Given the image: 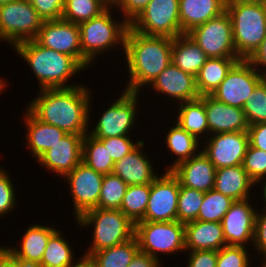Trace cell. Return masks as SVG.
Masks as SVG:
<instances>
[{
    "mask_svg": "<svg viewBox=\"0 0 266 267\" xmlns=\"http://www.w3.org/2000/svg\"><path fill=\"white\" fill-rule=\"evenodd\" d=\"M266 0H225V4H255L263 3Z\"/></svg>",
    "mask_w": 266,
    "mask_h": 267,
    "instance_id": "cell-53",
    "label": "cell"
},
{
    "mask_svg": "<svg viewBox=\"0 0 266 267\" xmlns=\"http://www.w3.org/2000/svg\"><path fill=\"white\" fill-rule=\"evenodd\" d=\"M86 86V87H85ZM26 107L38 120L68 134L85 136L90 125L92 95L87 85L40 89Z\"/></svg>",
    "mask_w": 266,
    "mask_h": 267,
    "instance_id": "cell-1",
    "label": "cell"
},
{
    "mask_svg": "<svg viewBox=\"0 0 266 267\" xmlns=\"http://www.w3.org/2000/svg\"><path fill=\"white\" fill-rule=\"evenodd\" d=\"M188 252L189 253H186L189 256L186 267H216V250H196Z\"/></svg>",
    "mask_w": 266,
    "mask_h": 267,
    "instance_id": "cell-48",
    "label": "cell"
},
{
    "mask_svg": "<svg viewBox=\"0 0 266 267\" xmlns=\"http://www.w3.org/2000/svg\"><path fill=\"white\" fill-rule=\"evenodd\" d=\"M247 133L250 146L266 151V122L250 125Z\"/></svg>",
    "mask_w": 266,
    "mask_h": 267,
    "instance_id": "cell-49",
    "label": "cell"
},
{
    "mask_svg": "<svg viewBox=\"0 0 266 267\" xmlns=\"http://www.w3.org/2000/svg\"><path fill=\"white\" fill-rule=\"evenodd\" d=\"M150 0H117L113 5L116 10L123 14L121 18L130 25L137 16L146 8Z\"/></svg>",
    "mask_w": 266,
    "mask_h": 267,
    "instance_id": "cell-47",
    "label": "cell"
},
{
    "mask_svg": "<svg viewBox=\"0 0 266 267\" xmlns=\"http://www.w3.org/2000/svg\"><path fill=\"white\" fill-rule=\"evenodd\" d=\"M83 135L66 134L52 148L44 152L36 161L48 172L63 178L82 162Z\"/></svg>",
    "mask_w": 266,
    "mask_h": 267,
    "instance_id": "cell-18",
    "label": "cell"
},
{
    "mask_svg": "<svg viewBox=\"0 0 266 267\" xmlns=\"http://www.w3.org/2000/svg\"><path fill=\"white\" fill-rule=\"evenodd\" d=\"M233 202V199L214 189L205 192L196 220L221 222Z\"/></svg>",
    "mask_w": 266,
    "mask_h": 267,
    "instance_id": "cell-37",
    "label": "cell"
},
{
    "mask_svg": "<svg viewBox=\"0 0 266 267\" xmlns=\"http://www.w3.org/2000/svg\"><path fill=\"white\" fill-rule=\"evenodd\" d=\"M105 1L109 6H113L117 0H103Z\"/></svg>",
    "mask_w": 266,
    "mask_h": 267,
    "instance_id": "cell-59",
    "label": "cell"
},
{
    "mask_svg": "<svg viewBox=\"0 0 266 267\" xmlns=\"http://www.w3.org/2000/svg\"><path fill=\"white\" fill-rule=\"evenodd\" d=\"M44 20H59L62 17L65 0H28Z\"/></svg>",
    "mask_w": 266,
    "mask_h": 267,
    "instance_id": "cell-45",
    "label": "cell"
},
{
    "mask_svg": "<svg viewBox=\"0 0 266 267\" xmlns=\"http://www.w3.org/2000/svg\"><path fill=\"white\" fill-rule=\"evenodd\" d=\"M123 54L129 70L123 89L141 93L171 63L172 38L144 35L129 26Z\"/></svg>",
    "mask_w": 266,
    "mask_h": 267,
    "instance_id": "cell-2",
    "label": "cell"
},
{
    "mask_svg": "<svg viewBox=\"0 0 266 267\" xmlns=\"http://www.w3.org/2000/svg\"><path fill=\"white\" fill-rule=\"evenodd\" d=\"M171 172L178 178L181 186L202 192L214 188L216 168L202 151L189 160L179 163Z\"/></svg>",
    "mask_w": 266,
    "mask_h": 267,
    "instance_id": "cell-21",
    "label": "cell"
},
{
    "mask_svg": "<svg viewBox=\"0 0 266 267\" xmlns=\"http://www.w3.org/2000/svg\"><path fill=\"white\" fill-rule=\"evenodd\" d=\"M151 183L128 185L120 210L133 222L140 221L146 212Z\"/></svg>",
    "mask_w": 266,
    "mask_h": 267,
    "instance_id": "cell-35",
    "label": "cell"
},
{
    "mask_svg": "<svg viewBox=\"0 0 266 267\" xmlns=\"http://www.w3.org/2000/svg\"><path fill=\"white\" fill-rule=\"evenodd\" d=\"M242 109L249 126L266 122V80L255 87Z\"/></svg>",
    "mask_w": 266,
    "mask_h": 267,
    "instance_id": "cell-40",
    "label": "cell"
},
{
    "mask_svg": "<svg viewBox=\"0 0 266 267\" xmlns=\"http://www.w3.org/2000/svg\"><path fill=\"white\" fill-rule=\"evenodd\" d=\"M187 34L208 58H239L234 48L231 18L226 11Z\"/></svg>",
    "mask_w": 266,
    "mask_h": 267,
    "instance_id": "cell-11",
    "label": "cell"
},
{
    "mask_svg": "<svg viewBox=\"0 0 266 267\" xmlns=\"http://www.w3.org/2000/svg\"><path fill=\"white\" fill-rule=\"evenodd\" d=\"M199 99L205 106L210 135L247 132L249 124L242 108L226 105L211 95H203Z\"/></svg>",
    "mask_w": 266,
    "mask_h": 267,
    "instance_id": "cell-20",
    "label": "cell"
},
{
    "mask_svg": "<svg viewBox=\"0 0 266 267\" xmlns=\"http://www.w3.org/2000/svg\"><path fill=\"white\" fill-rule=\"evenodd\" d=\"M8 173L4 168L0 171V218L16 210L18 204L13 180Z\"/></svg>",
    "mask_w": 266,
    "mask_h": 267,
    "instance_id": "cell-43",
    "label": "cell"
},
{
    "mask_svg": "<svg viewBox=\"0 0 266 267\" xmlns=\"http://www.w3.org/2000/svg\"><path fill=\"white\" fill-rule=\"evenodd\" d=\"M130 27L149 36H165L173 39L182 35L179 0H150Z\"/></svg>",
    "mask_w": 266,
    "mask_h": 267,
    "instance_id": "cell-10",
    "label": "cell"
},
{
    "mask_svg": "<svg viewBox=\"0 0 266 267\" xmlns=\"http://www.w3.org/2000/svg\"><path fill=\"white\" fill-rule=\"evenodd\" d=\"M245 246L226 245L217 251L216 267H253Z\"/></svg>",
    "mask_w": 266,
    "mask_h": 267,
    "instance_id": "cell-42",
    "label": "cell"
},
{
    "mask_svg": "<svg viewBox=\"0 0 266 267\" xmlns=\"http://www.w3.org/2000/svg\"><path fill=\"white\" fill-rule=\"evenodd\" d=\"M112 8L113 6H108L98 16L79 24L82 66L86 69L99 55L116 50L118 46L124 52L125 37L130 25L124 19L120 21V17L116 18L117 21L112 15Z\"/></svg>",
    "mask_w": 266,
    "mask_h": 267,
    "instance_id": "cell-4",
    "label": "cell"
},
{
    "mask_svg": "<svg viewBox=\"0 0 266 267\" xmlns=\"http://www.w3.org/2000/svg\"><path fill=\"white\" fill-rule=\"evenodd\" d=\"M7 82L6 79L2 80V77L0 78V94L2 93V91L6 90L5 87L7 88Z\"/></svg>",
    "mask_w": 266,
    "mask_h": 267,
    "instance_id": "cell-56",
    "label": "cell"
},
{
    "mask_svg": "<svg viewBox=\"0 0 266 267\" xmlns=\"http://www.w3.org/2000/svg\"><path fill=\"white\" fill-rule=\"evenodd\" d=\"M165 140L164 143L169 152L176 157L174 158L176 160L173 161V164L171 163L168 169L166 168V171H171L179 163L189 160L201 151L202 142L182 129L176 122L169 128Z\"/></svg>",
    "mask_w": 266,
    "mask_h": 267,
    "instance_id": "cell-31",
    "label": "cell"
},
{
    "mask_svg": "<svg viewBox=\"0 0 266 267\" xmlns=\"http://www.w3.org/2000/svg\"><path fill=\"white\" fill-rule=\"evenodd\" d=\"M160 95H166L171 100L180 102L192 101L200 98L193 75L184 72L172 62L151 82L149 89Z\"/></svg>",
    "mask_w": 266,
    "mask_h": 267,
    "instance_id": "cell-19",
    "label": "cell"
},
{
    "mask_svg": "<svg viewBox=\"0 0 266 267\" xmlns=\"http://www.w3.org/2000/svg\"><path fill=\"white\" fill-rule=\"evenodd\" d=\"M24 267H45L42 263H24Z\"/></svg>",
    "mask_w": 266,
    "mask_h": 267,
    "instance_id": "cell-57",
    "label": "cell"
},
{
    "mask_svg": "<svg viewBox=\"0 0 266 267\" xmlns=\"http://www.w3.org/2000/svg\"><path fill=\"white\" fill-rule=\"evenodd\" d=\"M13 49L29 65L39 82V90L78 86L67 82L85 70L74 57L43 47L35 40L20 42Z\"/></svg>",
    "mask_w": 266,
    "mask_h": 267,
    "instance_id": "cell-3",
    "label": "cell"
},
{
    "mask_svg": "<svg viewBox=\"0 0 266 267\" xmlns=\"http://www.w3.org/2000/svg\"><path fill=\"white\" fill-rule=\"evenodd\" d=\"M7 251H8V246L7 247H3L2 245L0 246V259Z\"/></svg>",
    "mask_w": 266,
    "mask_h": 267,
    "instance_id": "cell-58",
    "label": "cell"
},
{
    "mask_svg": "<svg viewBox=\"0 0 266 267\" xmlns=\"http://www.w3.org/2000/svg\"><path fill=\"white\" fill-rule=\"evenodd\" d=\"M23 112V120L26 126V145L34 158L38 159L44 152L53 147L67 133L50 124L38 120L27 108Z\"/></svg>",
    "mask_w": 266,
    "mask_h": 267,
    "instance_id": "cell-24",
    "label": "cell"
},
{
    "mask_svg": "<svg viewBox=\"0 0 266 267\" xmlns=\"http://www.w3.org/2000/svg\"><path fill=\"white\" fill-rule=\"evenodd\" d=\"M138 251V241L134 236L122 244L93 252L88 259L94 267H128Z\"/></svg>",
    "mask_w": 266,
    "mask_h": 267,
    "instance_id": "cell-32",
    "label": "cell"
},
{
    "mask_svg": "<svg viewBox=\"0 0 266 267\" xmlns=\"http://www.w3.org/2000/svg\"><path fill=\"white\" fill-rule=\"evenodd\" d=\"M43 19L28 0H14L0 6V41L13 48L20 42L34 40Z\"/></svg>",
    "mask_w": 266,
    "mask_h": 267,
    "instance_id": "cell-8",
    "label": "cell"
},
{
    "mask_svg": "<svg viewBox=\"0 0 266 267\" xmlns=\"http://www.w3.org/2000/svg\"><path fill=\"white\" fill-rule=\"evenodd\" d=\"M209 137L203 141L201 151L216 169L242 165L249 146L247 132L217 133Z\"/></svg>",
    "mask_w": 266,
    "mask_h": 267,
    "instance_id": "cell-15",
    "label": "cell"
},
{
    "mask_svg": "<svg viewBox=\"0 0 266 267\" xmlns=\"http://www.w3.org/2000/svg\"><path fill=\"white\" fill-rule=\"evenodd\" d=\"M141 93L123 90L109 107L102 112L97 123L88 131V134L96 139L130 136L129 132L136 126L140 104L138 98ZM135 125V126H134ZM129 134V135H128Z\"/></svg>",
    "mask_w": 266,
    "mask_h": 267,
    "instance_id": "cell-9",
    "label": "cell"
},
{
    "mask_svg": "<svg viewBox=\"0 0 266 267\" xmlns=\"http://www.w3.org/2000/svg\"><path fill=\"white\" fill-rule=\"evenodd\" d=\"M261 181H264V183L262 182V192H261V194H262V197H263V201H264V208H262V209H264V210H266V179H263V180H261Z\"/></svg>",
    "mask_w": 266,
    "mask_h": 267,
    "instance_id": "cell-55",
    "label": "cell"
},
{
    "mask_svg": "<svg viewBox=\"0 0 266 267\" xmlns=\"http://www.w3.org/2000/svg\"><path fill=\"white\" fill-rule=\"evenodd\" d=\"M71 267H94V266L88 258L82 257L78 262H76L74 266Z\"/></svg>",
    "mask_w": 266,
    "mask_h": 267,
    "instance_id": "cell-54",
    "label": "cell"
},
{
    "mask_svg": "<svg viewBox=\"0 0 266 267\" xmlns=\"http://www.w3.org/2000/svg\"><path fill=\"white\" fill-rule=\"evenodd\" d=\"M252 187H256V184L249 178L242 165L216 169L213 189L234 201L252 198Z\"/></svg>",
    "mask_w": 266,
    "mask_h": 267,
    "instance_id": "cell-27",
    "label": "cell"
},
{
    "mask_svg": "<svg viewBox=\"0 0 266 267\" xmlns=\"http://www.w3.org/2000/svg\"><path fill=\"white\" fill-rule=\"evenodd\" d=\"M103 177L104 174L96 172L83 162L63 177L71 191L74 220L86 211L98 208Z\"/></svg>",
    "mask_w": 266,
    "mask_h": 267,
    "instance_id": "cell-14",
    "label": "cell"
},
{
    "mask_svg": "<svg viewBox=\"0 0 266 267\" xmlns=\"http://www.w3.org/2000/svg\"><path fill=\"white\" fill-rule=\"evenodd\" d=\"M61 230H56L49 238L41 263L45 267H71L83 256H73V248L68 240L64 239Z\"/></svg>",
    "mask_w": 266,
    "mask_h": 267,
    "instance_id": "cell-33",
    "label": "cell"
},
{
    "mask_svg": "<svg viewBox=\"0 0 266 267\" xmlns=\"http://www.w3.org/2000/svg\"><path fill=\"white\" fill-rule=\"evenodd\" d=\"M253 251L256 249V256H266V210H258L255 217V229L252 243Z\"/></svg>",
    "mask_w": 266,
    "mask_h": 267,
    "instance_id": "cell-46",
    "label": "cell"
},
{
    "mask_svg": "<svg viewBox=\"0 0 266 267\" xmlns=\"http://www.w3.org/2000/svg\"><path fill=\"white\" fill-rule=\"evenodd\" d=\"M14 0H0V6L7 4L8 2H12Z\"/></svg>",
    "mask_w": 266,
    "mask_h": 267,
    "instance_id": "cell-60",
    "label": "cell"
},
{
    "mask_svg": "<svg viewBox=\"0 0 266 267\" xmlns=\"http://www.w3.org/2000/svg\"><path fill=\"white\" fill-rule=\"evenodd\" d=\"M176 105H178V114L175 122L197 140L207 139L210 134L204 103L198 98Z\"/></svg>",
    "mask_w": 266,
    "mask_h": 267,
    "instance_id": "cell-29",
    "label": "cell"
},
{
    "mask_svg": "<svg viewBox=\"0 0 266 267\" xmlns=\"http://www.w3.org/2000/svg\"><path fill=\"white\" fill-rule=\"evenodd\" d=\"M0 267H24V262L16 259L7 251L0 259Z\"/></svg>",
    "mask_w": 266,
    "mask_h": 267,
    "instance_id": "cell-52",
    "label": "cell"
},
{
    "mask_svg": "<svg viewBox=\"0 0 266 267\" xmlns=\"http://www.w3.org/2000/svg\"><path fill=\"white\" fill-rule=\"evenodd\" d=\"M240 58H208L195 77L200 96L212 95Z\"/></svg>",
    "mask_w": 266,
    "mask_h": 267,
    "instance_id": "cell-30",
    "label": "cell"
},
{
    "mask_svg": "<svg viewBox=\"0 0 266 267\" xmlns=\"http://www.w3.org/2000/svg\"><path fill=\"white\" fill-rule=\"evenodd\" d=\"M204 193L180 185L177 202V221L185 224L197 219Z\"/></svg>",
    "mask_w": 266,
    "mask_h": 267,
    "instance_id": "cell-39",
    "label": "cell"
},
{
    "mask_svg": "<svg viewBox=\"0 0 266 267\" xmlns=\"http://www.w3.org/2000/svg\"><path fill=\"white\" fill-rule=\"evenodd\" d=\"M260 262L263 263V264H261L262 266H260V267H266V256L263 258L262 261L260 260Z\"/></svg>",
    "mask_w": 266,
    "mask_h": 267,
    "instance_id": "cell-61",
    "label": "cell"
},
{
    "mask_svg": "<svg viewBox=\"0 0 266 267\" xmlns=\"http://www.w3.org/2000/svg\"><path fill=\"white\" fill-rule=\"evenodd\" d=\"M226 11L225 0H179V19L182 34L216 18Z\"/></svg>",
    "mask_w": 266,
    "mask_h": 267,
    "instance_id": "cell-26",
    "label": "cell"
},
{
    "mask_svg": "<svg viewBox=\"0 0 266 267\" xmlns=\"http://www.w3.org/2000/svg\"><path fill=\"white\" fill-rule=\"evenodd\" d=\"M242 166L249 178L259 185L261 180L266 179V151L249 145Z\"/></svg>",
    "mask_w": 266,
    "mask_h": 267,
    "instance_id": "cell-41",
    "label": "cell"
},
{
    "mask_svg": "<svg viewBox=\"0 0 266 267\" xmlns=\"http://www.w3.org/2000/svg\"><path fill=\"white\" fill-rule=\"evenodd\" d=\"M255 70L266 80V37L262 40L259 47L247 59Z\"/></svg>",
    "mask_w": 266,
    "mask_h": 267,
    "instance_id": "cell-50",
    "label": "cell"
},
{
    "mask_svg": "<svg viewBox=\"0 0 266 267\" xmlns=\"http://www.w3.org/2000/svg\"><path fill=\"white\" fill-rule=\"evenodd\" d=\"M232 22L234 48L247 60L266 37V3L226 4Z\"/></svg>",
    "mask_w": 266,
    "mask_h": 267,
    "instance_id": "cell-6",
    "label": "cell"
},
{
    "mask_svg": "<svg viewBox=\"0 0 266 267\" xmlns=\"http://www.w3.org/2000/svg\"><path fill=\"white\" fill-rule=\"evenodd\" d=\"M185 251L216 250L226 246L221 222L193 220L184 224Z\"/></svg>",
    "mask_w": 266,
    "mask_h": 267,
    "instance_id": "cell-23",
    "label": "cell"
},
{
    "mask_svg": "<svg viewBox=\"0 0 266 267\" xmlns=\"http://www.w3.org/2000/svg\"><path fill=\"white\" fill-rule=\"evenodd\" d=\"M52 226L30 224L21 237L19 247H8V251L24 263H41L50 236L57 230Z\"/></svg>",
    "mask_w": 266,
    "mask_h": 267,
    "instance_id": "cell-25",
    "label": "cell"
},
{
    "mask_svg": "<svg viewBox=\"0 0 266 267\" xmlns=\"http://www.w3.org/2000/svg\"><path fill=\"white\" fill-rule=\"evenodd\" d=\"M162 258L156 259L140 250L134 255L128 267H163Z\"/></svg>",
    "mask_w": 266,
    "mask_h": 267,
    "instance_id": "cell-51",
    "label": "cell"
},
{
    "mask_svg": "<svg viewBox=\"0 0 266 267\" xmlns=\"http://www.w3.org/2000/svg\"><path fill=\"white\" fill-rule=\"evenodd\" d=\"M250 200L252 201L251 198L234 201L222 218L226 245L252 246L257 209Z\"/></svg>",
    "mask_w": 266,
    "mask_h": 267,
    "instance_id": "cell-17",
    "label": "cell"
},
{
    "mask_svg": "<svg viewBox=\"0 0 266 267\" xmlns=\"http://www.w3.org/2000/svg\"><path fill=\"white\" fill-rule=\"evenodd\" d=\"M82 162L96 172L110 174L114 168V162L107 148L99 140L86 134L83 138Z\"/></svg>",
    "mask_w": 266,
    "mask_h": 267,
    "instance_id": "cell-34",
    "label": "cell"
},
{
    "mask_svg": "<svg viewBox=\"0 0 266 267\" xmlns=\"http://www.w3.org/2000/svg\"><path fill=\"white\" fill-rule=\"evenodd\" d=\"M207 59L206 53L188 34L172 39L171 62L184 72L196 77Z\"/></svg>",
    "mask_w": 266,
    "mask_h": 267,
    "instance_id": "cell-28",
    "label": "cell"
},
{
    "mask_svg": "<svg viewBox=\"0 0 266 267\" xmlns=\"http://www.w3.org/2000/svg\"><path fill=\"white\" fill-rule=\"evenodd\" d=\"M144 140L129 154L114 163L112 173L127 185L152 183L159 174L153 169L152 160L144 151ZM151 160V161H150Z\"/></svg>",
    "mask_w": 266,
    "mask_h": 267,
    "instance_id": "cell-22",
    "label": "cell"
},
{
    "mask_svg": "<svg viewBox=\"0 0 266 267\" xmlns=\"http://www.w3.org/2000/svg\"><path fill=\"white\" fill-rule=\"evenodd\" d=\"M139 250L159 259L158 255L185 252V228L179 221L135 223V234ZM159 253V254H158Z\"/></svg>",
    "mask_w": 266,
    "mask_h": 267,
    "instance_id": "cell-7",
    "label": "cell"
},
{
    "mask_svg": "<svg viewBox=\"0 0 266 267\" xmlns=\"http://www.w3.org/2000/svg\"><path fill=\"white\" fill-rule=\"evenodd\" d=\"M75 223L81 228L93 226L91 246L82 255L86 258L93 252L127 242L135 234V223L119 209L93 208L80 215Z\"/></svg>",
    "mask_w": 266,
    "mask_h": 267,
    "instance_id": "cell-5",
    "label": "cell"
},
{
    "mask_svg": "<svg viewBox=\"0 0 266 267\" xmlns=\"http://www.w3.org/2000/svg\"><path fill=\"white\" fill-rule=\"evenodd\" d=\"M108 6L103 0H65L61 19L79 25L98 16Z\"/></svg>",
    "mask_w": 266,
    "mask_h": 267,
    "instance_id": "cell-36",
    "label": "cell"
},
{
    "mask_svg": "<svg viewBox=\"0 0 266 267\" xmlns=\"http://www.w3.org/2000/svg\"><path fill=\"white\" fill-rule=\"evenodd\" d=\"M34 40L43 47L74 57L82 65L78 24L63 19L43 21Z\"/></svg>",
    "mask_w": 266,
    "mask_h": 267,
    "instance_id": "cell-16",
    "label": "cell"
},
{
    "mask_svg": "<svg viewBox=\"0 0 266 267\" xmlns=\"http://www.w3.org/2000/svg\"><path fill=\"white\" fill-rule=\"evenodd\" d=\"M99 140L103 143L105 148H107L114 163L132 152L142 141L139 139L134 142L130 136L102 138Z\"/></svg>",
    "mask_w": 266,
    "mask_h": 267,
    "instance_id": "cell-44",
    "label": "cell"
},
{
    "mask_svg": "<svg viewBox=\"0 0 266 267\" xmlns=\"http://www.w3.org/2000/svg\"><path fill=\"white\" fill-rule=\"evenodd\" d=\"M263 80L248 60H239L211 95L229 106L243 108L255 87Z\"/></svg>",
    "mask_w": 266,
    "mask_h": 267,
    "instance_id": "cell-12",
    "label": "cell"
},
{
    "mask_svg": "<svg viewBox=\"0 0 266 267\" xmlns=\"http://www.w3.org/2000/svg\"><path fill=\"white\" fill-rule=\"evenodd\" d=\"M128 185L117 175L110 173L103 177L98 207L102 209H119Z\"/></svg>",
    "mask_w": 266,
    "mask_h": 267,
    "instance_id": "cell-38",
    "label": "cell"
},
{
    "mask_svg": "<svg viewBox=\"0 0 266 267\" xmlns=\"http://www.w3.org/2000/svg\"><path fill=\"white\" fill-rule=\"evenodd\" d=\"M180 182L166 171L151 183V191L144 217L140 221L169 222L177 220V202Z\"/></svg>",
    "mask_w": 266,
    "mask_h": 267,
    "instance_id": "cell-13",
    "label": "cell"
}]
</instances>
